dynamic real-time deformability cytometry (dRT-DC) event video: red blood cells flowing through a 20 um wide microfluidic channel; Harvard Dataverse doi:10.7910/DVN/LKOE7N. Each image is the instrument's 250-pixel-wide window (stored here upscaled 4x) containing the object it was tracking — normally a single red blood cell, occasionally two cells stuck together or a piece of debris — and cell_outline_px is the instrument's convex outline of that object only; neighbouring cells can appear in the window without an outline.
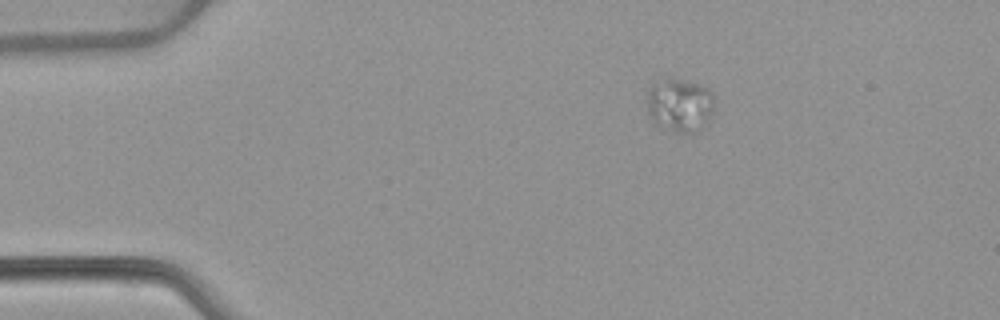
{"species": "common noctule bat (a hibernating species)", "species_latin": "Nyctalus noctula", "temperature_condition": "warm", "stored_images_in_passage": 7, "camera_frame_rate_fps": 3000, "um_per_image_px": 0.085, "animal": {"sex": "female", "body_mass_g": 22.7, "forearm_length_mm": 54.2}, "frame": {"image": 1, "passage_image": 7, "time_ms": 2.0, "image_size_px": [1000, 320], "cell_outline_px": [[716, 104], [712, 116], [708, 124], [692, 132], [676, 132], [656, 124], [652, 120], [648, 112], [648, 92], [652, 84], [668, 76], [696, 84], [708, 88], [712, 92], [716, 100]], "centroid_in_image_um": [57.83, 8.91], "position_along_channel_um": 27.2, "area_um2": 21.27}}